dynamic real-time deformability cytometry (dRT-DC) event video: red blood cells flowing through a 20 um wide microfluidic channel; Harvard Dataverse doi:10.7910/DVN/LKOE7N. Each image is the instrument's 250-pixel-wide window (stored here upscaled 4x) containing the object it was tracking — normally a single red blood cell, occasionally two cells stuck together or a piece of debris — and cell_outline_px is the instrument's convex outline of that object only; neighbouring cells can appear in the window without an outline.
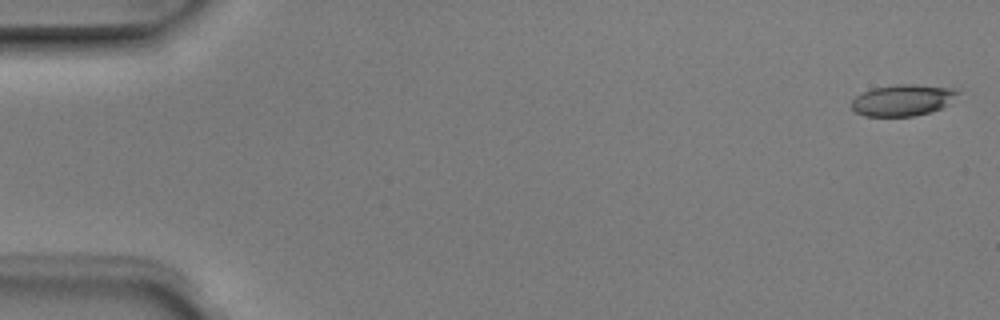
{"species": "Egyptian fruit bat (a non-hibernating species)", "species_latin": "Rousettus aegyptiacus", "temperature_condition": "room temperature", "stored_images_in_passage": 5, "camera_frame_rate_fps": 3000, "um_per_image_px": 0.085, "animal": {"sex": "male"}, "frame": {"image": 1, "passage_image": 1, "time_ms": 0.0, "image_size_px": [1000, 320], "cell_outline_px": [[960, 92], [940, 108], [928, 112], [912, 116], [864, 116], [856, 112], [852, 108], [852, 100], [856, 96], [872, 88], [896, 84], [912, 84], [952, 88]], "centroid_in_image_um": [76.67, 8.51], "position_along_channel_um": 8.3, "area_um2": 19.02}}
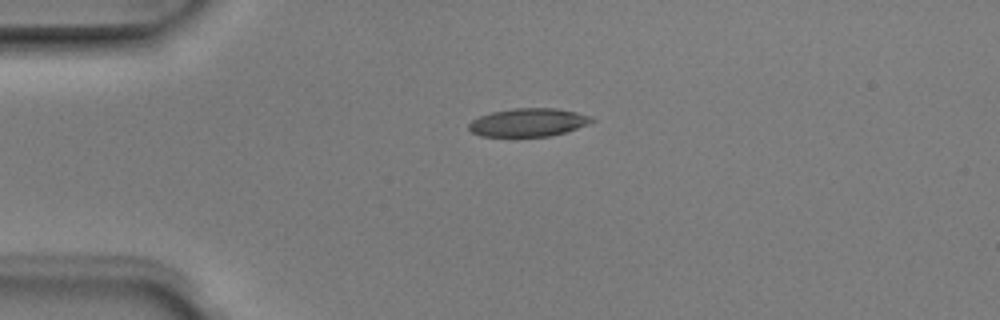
{"frame": {"image": 2, "passage_image": 4, "time_ms": 1.0, "image_size_px": [1000, 320], "cell_outline_px": [[596, 120], [588, 124], [564, 132], [548, 136], [480, 136], [472, 132], [468, 128], [468, 124], [472, 120], [480, 116], [492, 112], [512, 108], [556, 108], [576, 112], [592, 116]], "centroid_in_image_um": [44.9, 10.39], "position_along_channel_um": 40.1, "area_um2": 20.11}}